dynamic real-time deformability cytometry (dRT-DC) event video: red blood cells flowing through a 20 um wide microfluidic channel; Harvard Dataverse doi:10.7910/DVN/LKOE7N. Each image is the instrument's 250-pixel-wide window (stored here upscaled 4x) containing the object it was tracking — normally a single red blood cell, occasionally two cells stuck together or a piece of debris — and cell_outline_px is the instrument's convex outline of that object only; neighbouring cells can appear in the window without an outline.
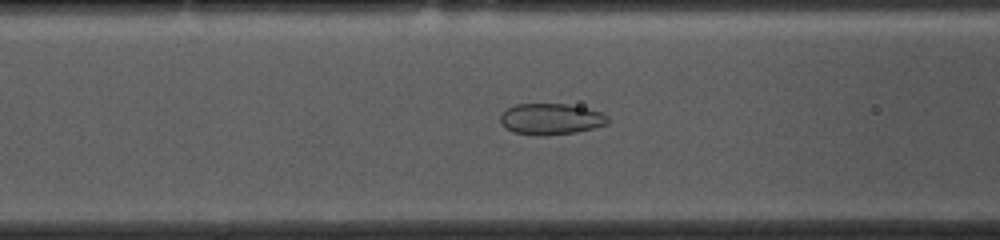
{"species": "common noctule bat (a hibernating species)", "species_latin": "Nyctalus noctula", "temperature_condition": "cold", "stored_images_in_passage": 49, "camera_frame_rate_fps": 3000, "um_per_image_px": 0.085, "animal": {"sex": "female", "body_mass_g": 10.0, "forearm_length_mm": 53.1}, "frame": {"image": 1, "passage_image": 20, "time_ms": 6.333, "image_size_px": [1000, 240], "cell_outline_px": [[608, 124], [576, 132], [548, 136], [540, 136], [516, 132], [500, 124], [500, 116], [508, 108], [516, 104], [568, 104], [588, 108], [600, 112], [608, 116]], "centroid_in_image_um": [46.85, 10.12], "position_along_channel_um": 119.8, "area_um2": 19.48}}
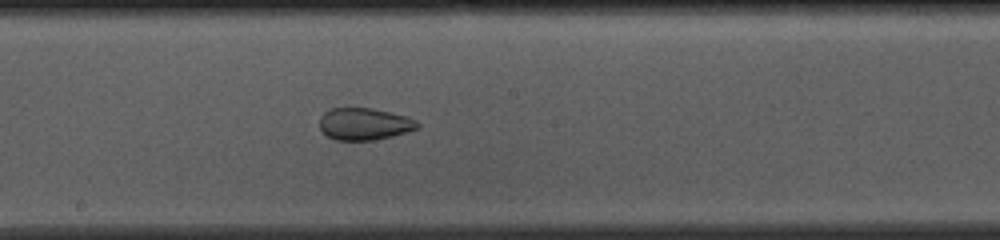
{"frame": {"image": 2, "passage_image": 28, "time_ms": 9.0, "image_size_px": [1000, 240], "cell_outline_px": [[420, 128], [392, 136], [372, 140], [336, 140], [328, 136], [320, 128], [320, 116], [328, 108], [372, 108], [408, 116], [416, 120], [420, 124]], "centroid_in_image_um": [30.99, 10.52], "position_along_channel_um": 217.2, "area_um2": 18.38}}
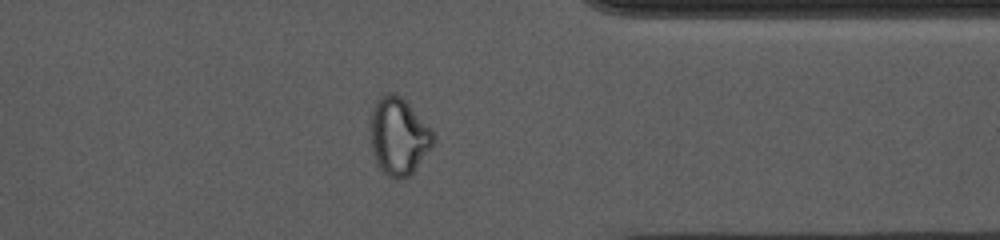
{"frame": {"image": 3, "passage_image": 42, "time_ms": 13.667, "image_size_px": [1000, 240], "cell_outline_px": [[436, 140], [416, 168], [404, 180], [388, 176], [380, 168], [376, 160], [372, 148], [368, 128], [372, 108], [376, 100], [380, 96], [388, 92], [392, 92], [400, 96], [432, 128], [436, 136]], "centroid_in_image_um": [33.87, 11.56], "position_along_channel_um": 377.5, "area_um2": 28.55}, "authors_computed_cell_mechanics": {"area_um2": 24.2182, "velocity_mm_per_s": 3.6569, "shape_relaxation_time_tau1_ms": null, "shape_relaxation_time_tau2_ms": 1.71, "deformation_change_tau1": null, "deformation_change_tau2": 0.0646}}